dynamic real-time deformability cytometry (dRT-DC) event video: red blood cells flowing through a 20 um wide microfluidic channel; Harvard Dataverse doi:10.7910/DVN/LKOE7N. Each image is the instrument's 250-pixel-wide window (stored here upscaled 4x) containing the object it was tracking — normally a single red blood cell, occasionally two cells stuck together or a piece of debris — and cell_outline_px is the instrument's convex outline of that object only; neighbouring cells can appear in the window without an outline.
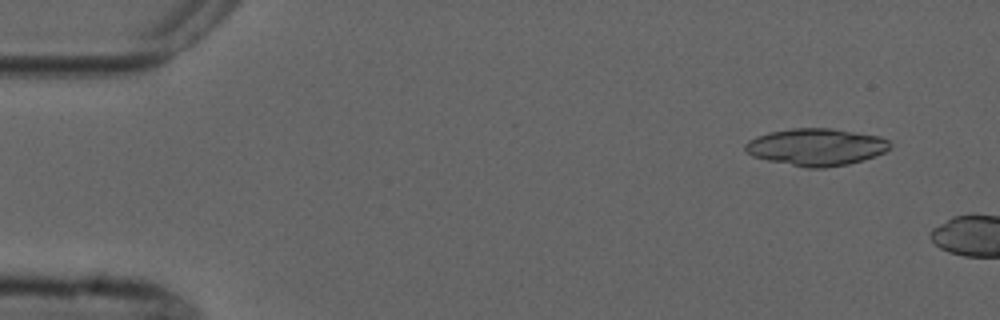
{"species": "common noctule bat (a hibernating species)", "species_latin": "Nyctalus noctula", "temperature_condition": "cold", "stored_images_in_passage": 2, "camera_frame_rate_fps": 3000, "um_per_image_px": 0.085, "animal": {"sex": "male", "forearm_length_mm": 52.5}, "frame": {"image": 1, "passage_image": 1, "time_ms": 0.0, "image_size_px": [1000, 320], "cell_outline_px": [[892, 144], [884, 152], [876, 156], [848, 164], [824, 168], [804, 168], [768, 160], [752, 156], [744, 148], [744, 144], [748, 140], [756, 136], [772, 132], [792, 128], [832, 128], [880, 136], [888, 140]], "centroid_in_image_um": [69.38, 12.5], "position_along_channel_um": 15.6, "area_um2": 31.39}}